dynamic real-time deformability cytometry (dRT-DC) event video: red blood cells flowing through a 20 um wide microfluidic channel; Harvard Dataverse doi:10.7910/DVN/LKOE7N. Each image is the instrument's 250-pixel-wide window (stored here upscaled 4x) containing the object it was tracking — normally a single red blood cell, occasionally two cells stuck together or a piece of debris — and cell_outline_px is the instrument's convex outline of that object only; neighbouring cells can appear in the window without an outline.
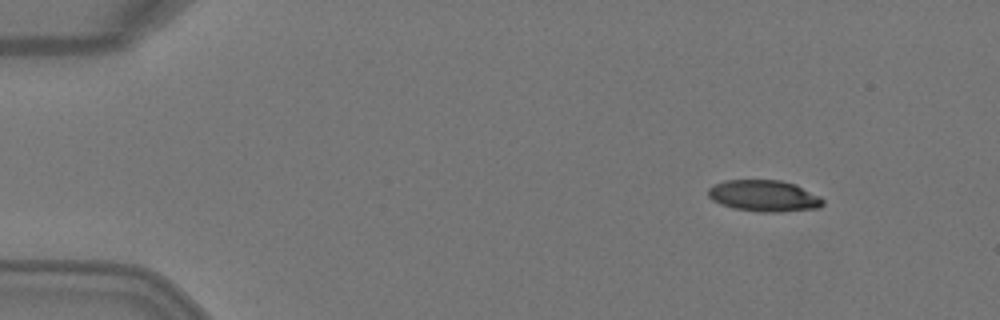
{"species": "Egyptian fruit bat (a non-hibernating species)", "species_latin": "Rousettus aegyptiacus", "temperature_condition": "warm", "stored_images_in_passage": 5, "camera_frame_rate_fps": 3000, "um_per_image_px": 0.085, "animal": {"sex": "female"}, "frame": {"image": 1, "passage_image": 1, "time_ms": 0.0, "image_size_px": [1000, 320], "cell_outline_px": [[824, 204], [820, 208], [784, 212], [756, 212], [732, 208], [720, 204], [712, 200], [708, 196], [708, 188], [712, 184], [724, 180], [780, 180], [796, 184], [820, 196], [824, 200]], "centroid_in_image_um": [64.94, 16.65], "position_along_channel_um": 20.1, "area_um2": 21.44}}
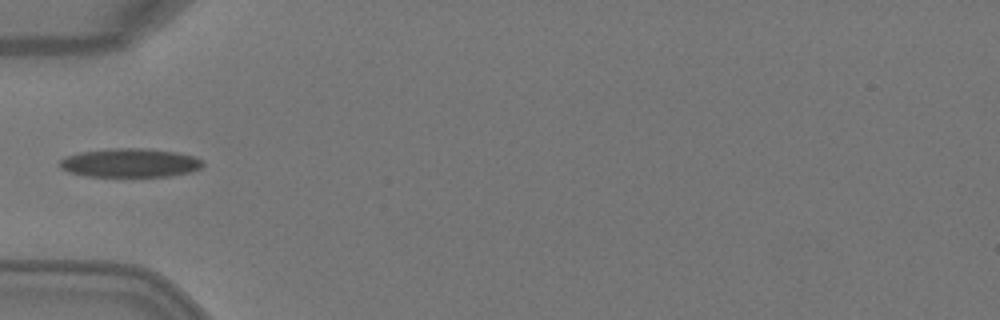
{"frame": {"image": 2, "passage_image": 4, "time_ms": 1.0, "image_size_px": [1000, 320], "cell_outline_px": [[204, 164], [200, 168], [192, 172], [172, 176], [88, 176], [68, 172], [60, 168], [60, 160], [68, 156], [80, 152], [108, 148], [144, 148], [176, 152], [196, 156]], "centroid_in_image_um": [11.07, 13.84], "position_along_channel_um": 73.9, "area_um2": 24.04}}